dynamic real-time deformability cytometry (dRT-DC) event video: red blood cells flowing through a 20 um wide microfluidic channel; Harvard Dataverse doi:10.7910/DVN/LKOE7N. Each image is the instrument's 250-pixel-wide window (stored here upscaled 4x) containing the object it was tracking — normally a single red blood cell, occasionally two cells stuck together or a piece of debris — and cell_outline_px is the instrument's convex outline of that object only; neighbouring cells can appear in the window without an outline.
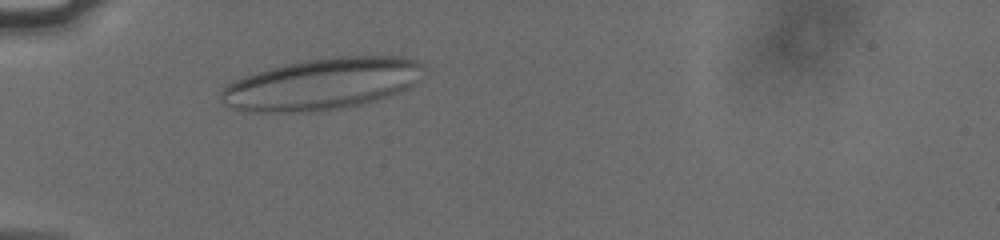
{"species": "human", "species_latin": "Homo sapiens", "temperature_condition": "cold", "stored_images_in_passage": 45, "camera_frame_rate_fps": 3000, "um_per_image_px": 0.085, "donor": {"sex": "male"}, "frame": {"image": 1, "passage_image": 7, "time_ms": 2.0, "image_size_px": [1000, 240], "cell_outline_px": [[424, 68], [420, 80], [416, 84], [400, 92], [364, 104], [312, 112], [252, 112], [228, 108], [224, 104], [220, 96], [220, 92], [228, 84], [244, 76], [284, 64], [304, 60], [328, 56], [404, 56], [416, 60], [424, 64]], "centroid_in_image_um": [27.41, 7.13], "position_along_channel_um": 57.6, "area_um2": 61.38}}
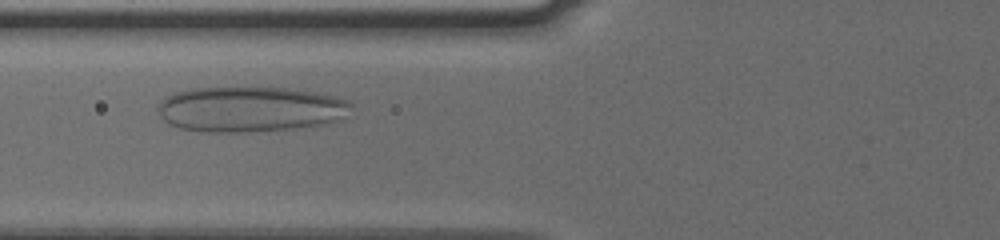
{"frame": {"image": 2, "passage_image": 12, "time_ms": 3.667, "image_size_px": [1000, 240], "cell_outline_px": [[352, 104], [344, 116], [320, 124], [292, 128], [244, 132], [208, 132], [180, 128], [168, 124], [160, 116], [156, 108], [160, 100], [164, 96], [176, 92], [192, 88], [288, 88], [316, 92], [348, 100]], "centroid_in_image_um": [21.16, 9.27], "position_along_channel_um": 104.6, "area_um2": 50.69}}
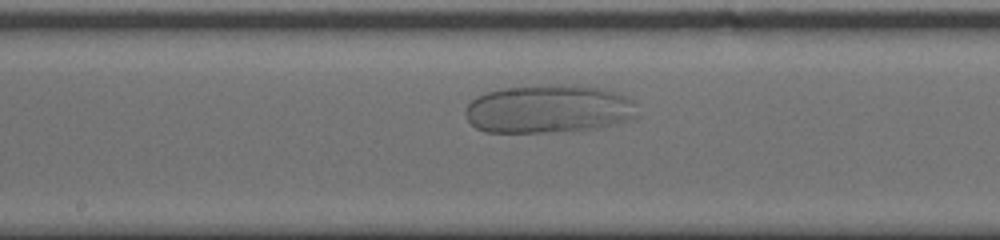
{"frame": {"image": 3, "passage_image": 20, "time_ms": 6.333, "image_size_px": [1000, 240], "cell_outline_px": [[640, 116], [628, 120], [596, 128], [540, 132], [488, 132], [476, 128], [468, 120], [464, 112], [468, 104], [476, 96], [488, 92], [504, 88], [600, 88], [616, 92], [628, 96], [632, 100]], "centroid_in_image_um": [46.63, 9.31], "position_along_channel_um": 201.6, "area_um2": 46.76}}